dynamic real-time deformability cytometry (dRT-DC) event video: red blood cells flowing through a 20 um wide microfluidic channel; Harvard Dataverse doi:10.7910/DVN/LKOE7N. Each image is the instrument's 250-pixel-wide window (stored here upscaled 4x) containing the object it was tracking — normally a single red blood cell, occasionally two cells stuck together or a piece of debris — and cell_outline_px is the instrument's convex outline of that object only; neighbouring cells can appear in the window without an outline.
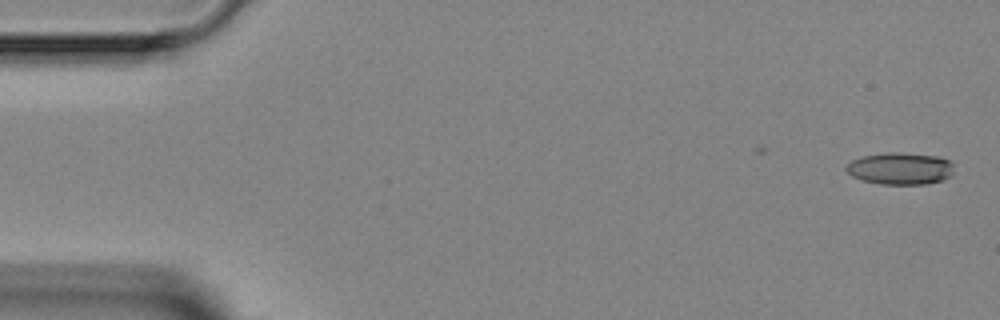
{"species": "Egyptian fruit bat (a non-hibernating species)", "species_latin": "Rousettus aegyptiacus", "temperature_condition": "room temperature", "stored_images_in_passage": 3, "camera_frame_rate_fps": 3000, "um_per_image_px": 0.085, "animal": {"sex": "female"}, "frame": {"image": 1, "passage_image": 1, "time_ms": 0.0, "image_size_px": [1000, 320], "cell_outline_px": [[952, 176], [944, 180], [924, 184], [880, 184], [864, 180], [852, 176], [844, 168], [852, 160], [864, 156], [888, 152], [896, 152], [940, 156], [952, 160]], "centroid_in_image_um": [76.57, 14.32], "position_along_channel_um": 8.4, "area_um2": 20.17}}